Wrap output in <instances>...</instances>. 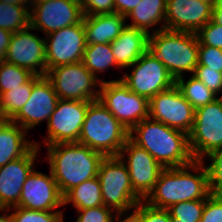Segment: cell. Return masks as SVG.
Here are the masks:
<instances>
[{"label": "cell", "instance_id": "4", "mask_svg": "<svg viewBox=\"0 0 222 222\" xmlns=\"http://www.w3.org/2000/svg\"><path fill=\"white\" fill-rule=\"evenodd\" d=\"M129 138V131L99 101H91L78 143L107 156H118Z\"/></svg>", "mask_w": 222, "mask_h": 222}, {"label": "cell", "instance_id": "44", "mask_svg": "<svg viewBox=\"0 0 222 222\" xmlns=\"http://www.w3.org/2000/svg\"><path fill=\"white\" fill-rule=\"evenodd\" d=\"M216 23L222 25V2L213 9V18Z\"/></svg>", "mask_w": 222, "mask_h": 222}, {"label": "cell", "instance_id": "33", "mask_svg": "<svg viewBox=\"0 0 222 222\" xmlns=\"http://www.w3.org/2000/svg\"><path fill=\"white\" fill-rule=\"evenodd\" d=\"M207 157L211 161L206 166L210 191L212 194L222 195V148L214 150Z\"/></svg>", "mask_w": 222, "mask_h": 222}, {"label": "cell", "instance_id": "38", "mask_svg": "<svg viewBox=\"0 0 222 222\" xmlns=\"http://www.w3.org/2000/svg\"><path fill=\"white\" fill-rule=\"evenodd\" d=\"M135 209L140 213L141 222H171L167 209L152 207L143 200L136 205Z\"/></svg>", "mask_w": 222, "mask_h": 222}, {"label": "cell", "instance_id": "49", "mask_svg": "<svg viewBox=\"0 0 222 222\" xmlns=\"http://www.w3.org/2000/svg\"><path fill=\"white\" fill-rule=\"evenodd\" d=\"M53 0H35V3H43V2H49Z\"/></svg>", "mask_w": 222, "mask_h": 222}, {"label": "cell", "instance_id": "45", "mask_svg": "<svg viewBox=\"0 0 222 222\" xmlns=\"http://www.w3.org/2000/svg\"><path fill=\"white\" fill-rule=\"evenodd\" d=\"M10 3H14V4H20L25 6L26 8H28L29 10L32 9L35 0H7ZM30 4V5H29ZM29 5V6H28ZM31 7V8H30Z\"/></svg>", "mask_w": 222, "mask_h": 222}, {"label": "cell", "instance_id": "46", "mask_svg": "<svg viewBox=\"0 0 222 222\" xmlns=\"http://www.w3.org/2000/svg\"><path fill=\"white\" fill-rule=\"evenodd\" d=\"M6 210V208H0V211L2 212H6ZM0 222H12L10 215L7 213L0 215Z\"/></svg>", "mask_w": 222, "mask_h": 222}, {"label": "cell", "instance_id": "40", "mask_svg": "<svg viewBox=\"0 0 222 222\" xmlns=\"http://www.w3.org/2000/svg\"><path fill=\"white\" fill-rule=\"evenodd\" d=\"M83 15L115 13L114 0H81Z\"/></svg>", "mask_w": 222, "mask_h": 222}, {"label": "cell", "instance_id": "8", "mask_svg": "<svg viewBox=\"0 0 222 222\" xmlns=\"http://www.w3.org/2000/svg\"><path fill=\"white\" fill-rule=\"evenodd\" d=\"M188 142L193 160L204 161V157L222 148V96L195 110Z\"/></svg>", "mask_w": 222, "mask_h": 222}, {"label": "cell", "instance_id": "36", "mask_svg": "<svg viewBox=\"0 0 222 222\" xmlns=\"http://www.w3.org/2000/svg\"><path fill=\"white\" fill-rule=\"evenodd\" d=\"M193 76L204 83L218 97V93L222 91V72H217L206 66H197Z\"/></svg>", "mask_w": 222, "mask_h": 222}, {"label": "cell", "instance_id": "21", "mask_svg": "<svg viewBox=\"0 0 222 222\" xmlns=\"http://www.w3.org/2000/svg\"><path fill=\"white\" fill-rule=\"evenodd\" d=\"M110 46L119 68H130L148 50L149 34L127 25Z\"/></svg>", "mask_w": 222, "mask_h": 222}, {"label": "cell", "instance_id": "2", "mask_svg": "<svg viewBox=\"0 0 222 222\" xmlns=\"http://www.w3.org/2000/svg\"><path fill=\"white\" fill-rule=\"evenodd\" d=\"M129 138L164 168L181 167L193 161L188 135L149 117L129 131Z\"/></svg>", "mask_w": 222, "mask_h": 222}, {"label": "cell", "instance_id": "29", "mask_svg": "<svg viewBox=\"0 0 222 222\" xmlns=\"http://www.w3.org/2000/svg\"><path fill=\"white\" fill-rule=\"evenodd\" d=\"M33 77L25 84L12 88L0 96V109L6 120H11L29 100Z\"/></svg>", "mask_w": 222, "mask_h": 222}, {"label": "cell", "instance_id": "23", "mask_svg": "<svg viewBox=\"0 0 222 222\" xmlns=\"http://www.w3.org/2000/svg\"><path fill=\"white\" fill-rule=\"evenodd\" d=\"M25 134L27 131L11 120L0 125V167L23 157L34 146Z\"/></svg>", "mask_w": 222, "mask_h": 222}, {"label": "cell", "instance_id": "14", "mask_svg": "<svg viewBox=\"0 0 222 222\" xmlns=\"http://www.w3.org/2000/svg\"><path fill=\"white\" fill-rule=\"evenodd\" d=\"M83 16L81 0L34 3L30 10V26L32 30H42L48 35L64 27L79 24Z\"/></svg>", "mask_w": 222, "mask_h": 222}, {"label": "cell", "instance_id": "5", "mask_svg": "<svg viewBox=\"0 0 222 222\" xmlns=\"http://www.w3.org/2000/svg\"><path fill=\"white\" fill-rule=\"evenodd\" d=\"M199 41L196 33L163 29L149 34L148 50L176 80L183 73H194L198 65Z\"/></svg>", "mask_w": 222, "mask_h": 222}, {"label": "cell", "instance_id": "32", "mask_svg": "<svg viewBox=\"0 0 222 222\" xmlns=\"http://www.w3.org/2000/svg\"><path fill=\"white\" fill-rule=\"evenodd\" d=\"M13 210L9 214L12 222H64L63 212L61 211H36L21 207H11L7 210Z\"/></svg>", "mask_w": 222, "mask_h": 222}, {"label": "cell", "instance_id": "1", "mask_svg": "<svg viewBox=\"0 0 222 222\" xmlns=\"http://www.w3.org/2000/svg\"><path fill=\"white\" fill-rule=\"evenodd\" d=\"M191 170L197 173L192 174ZM210 194L204 161L193 160L181 167L164 168L153 190L143 201L152 207L167 209L180 202L205 200Z\"/></svg>", "mask_w": 222, "mask_h": 222}, {"label": "cell", "instance_id": "35", "mask_svg": "<svg viewBox=\"0 0 222 222\" xmlns=\"http://www.w3.org/2000/svg\"><path fill=\"white\" fill-rule=\"evenodd\" d=\"M197 66H206L209 69L222 72V49L199 45Z\"/></svg>", "mask_w": 222, "mask_h": 222}, {"label": "cell", "instance_id": "17", "mask_svg": "<svg viewBox=\"0 0 222 222\" xmlns=\"http://www.w3.org/2000/svg\"><path fill=\"white\" fill-rule=\"evenodd\" d=\"M58 96L46 76H33V86L29 100L11 119L26 131L49 120L58 103Z\"/></svg>", "mask_w": 222, "mask_h": 222}, {"label": "cell", "instance_id": "10", "mask_svg": "<svg viewBox=\"0 0 222 222\" xmlns=\"http://www.w3.org/2000/svg\"><path fill=\"white\" fill-rule=\"evenodd\" d=\"M130 67H134L131 73H124L120 79L129 90L148 100L175 85L174 77L149 50Z\"/></svg>", "mask_w": 222, "mask_h": 222}, {"label": "cell", "instance_id": "25", "mask_svg": "<svg viewBox=\"0 0 222 222\" xmlns=\"http://www.w3.org/2000/svg\"><path fill=\"white\" fill-rule=\"evenodd\" d=\"M72 203L76 210L104 205L98 177L84 181L63 196V205Z\"/></svg>", "mask_w": 222, "mask_h": 222}, {"label": "cell", "instance_id": "3", "mask_svg": "<svg viewBox=\"0 0 222 222\" xmlns=\"http://www.w3.org/2000/svg\"><path fill=\"white\" fill-rule=\"evenodd\" d=\"M47 147L50 172L62 196L84 181L97 177L104 155L78 142Z\"/></svg>", "mask_w": 222, "mask_h": 222}, {"label": "cell", "instance_id": "6", "mask_svg": "<svg viewBox=\"0 0 222 222\" xmlns=\"http://www.w3.org/2000/svg\"><path fill=\"white\" fill-rule=\"evenodd\" d=\"M126 158L107 156L100 162L98 179L104 206L115 212L128 213L142 199L134 192L130 176L124 162Z\"/></svg>", "mask_w": 222, "mask_h": 222}, {"label": "cell", "instance_id": "11", "mask_svg": "<svg viewBox=\"0 0 222 222\" xmlns=\"http://www.w3.org/2000/svg\"><path fill=\"white\" fill-rule=\"evenodd\" d=\"M91 101L59 99L47 122L45 146L78 142L88 105Z\"/></svg>", "mask_w": 222, "mask_h": 222}, {"label": "cell", "instance_id": "9", "mask_svg": "<svg viewBox=\"0 0 222 222\" xmlns=\"http://www.w3.org/2000/svg\"><path fill=\"white\" fill-rule=\"evenodd\" d=\"M45 76L52 83L59 99L81 101L99 99V87L103 80L96 78L82 61L51 68Z\"/></svg>", "mask_w": 222, "mask_h": 222}, {"label": "cell", "instance_id": "20", "mask_svg": "<svg viewBox=\"0 0 222 222\" xmlns=\"http://www.w3.org/2000/svg\"><path fill=\"white\" fill-rule=\"evenodd\" d=\"M213 9L202 0H167L165 29L196 33L213 18Z\"/></svg>", "mask_w": 222, "mask_h": 222}, {"label": "cell", "instance_id": "47", "mask_svg": "<svg viewBox=\"0 0 222 222\" xmlns=\"http://www.w3.org/2000/svg\"><path fill=\"white\" fill-rule=\"evenodd\" d=\"M202 1L210 4L213 7H216L218 4H220L222 2V0H202Z\"/></svg>", "mask_w": 222, "mask_h": 222}, {"label": "cell", "instance_id": "12", "mask_svg": "<svg viewBox=\"0 0 222 222\" xmlns=\"http://www.w3.org/2000/svg\"><path fill=\"white\" fill-rule=\"evenodd\" d=\"M194 117L195 109L176 85L159 92L149 100V118L183 131L187 135L193 127Z\"/></svg>", "mask_w": 222, "mask_h": 222}, {"label": "cell", "instance_id": "16", "mask_svg": "<svg viewBox=\"0 0 222 222\" xmlns=\"http://www.w3.org/2000/svg\"><path fill=\"white\" fill-rule=\"evenodd\" d=\"M31 29L32 27L28 26L12 34L4 60L27 69L34 75L45 76V38H39L29 32Z\"/></svg>", "mask_w": 222, "mask_h": 222}, {"label": "cell", "instance_id": "39", "mask_svg": "<svg viewBox=\"0 0 222 222\" xmlns=\"http://www.w3.org/2000/svg\"><path fill=\"white\" fill-rule=\"evenodd\" d=\"M200 222H222V195L211 193L205 199V207Z\"/></svg>", "mask_w": 222, "mask_h": 222}, {"label": "cell", "instance_id": "41", "mask_svg": "<svg viewBox=\"0 0 222 222\" xmlns=\"http://www.w3.org/2000/svg\"><path fill=\"white\" fill-rule=\"evenodd\" d=\"M142 0H114L115 13L127 16Z\"/></svg>", "mask_w": 222, "mask_h": 222}, {"label": "cell", "instance_id": "15", "mask_svg": "<svg viewBox=\"0 0 222 222\" xmlns=\"http://www.w3.org/2000/svg\"><path fill=\"white\" fill-rule=\"evenodd\" d=\"M125 153L128 155L125 166L129 172L132 188L144 200L153 190L164 167L149 152L135 144L130 138L127 139L118 157L124 158Z\"/></svg>", "mask_w": 222, "mask_h": 222}, {"label": "cell", "instance_id": "30", "mask_svg": "<svg viewBox=\"0 0 222 222\" xmlns=\"http://www.w3.org/2000/svg\"><path fill=\"white\" fill-rule=\"evenodd\" d=\"M34 76L29 70L7 61L0 62V96L12 88L27 83Z\"/></svg>", "mask_w": 222, "mask_h": 222}, {"label": "cell", "instance_id": "13", "mask_svg": "<svg viewBox=\"0 0 222 222\" xmlns=\"http://www.w3.org/2000/svg\"><path fill=\"white\" fill-rule=\"evenodd\" d=\"M87 46L83 20L46 35L47 71L62 65L81 62Z\"/></svg>", "mask_w": 222, "mask_h": 222}, {"label": "cell", "instance_id": "22", "mask_svg": "<svg viewBox=\"0 0 222 222\" xmlns=\"http://www.w3.org/2000/svg\"><path fill=\"white\" fill-rule=\"evenodd\" d=\"M126 17L118 14L84 15L83 28L87 44L112 43L127 26Z\"/></svg>", "mask_w": 222, "mask_h": 222}, {"label": "cell", "instance_id": "31", "mask_svg": "<svg viewBox=\"0 0 222 222\" xmlns=\"http://www.w3.org/2000/svg\"><path fill=\"white\" fill-rule=\"evenodd\" d=\"M205 200H190L171 205L167 208L171 222H200Z\"/></svg>", "mask_w": 222, "mask_h": 222}, {"label": "cell", "instance_id": "42", "mask_svg": "<svg viewBox=\"0 0 222 222\" xmlns=\"http://www.w3.org/2000/svg\"><path fill=\"white\" fill-rule=\"evenodd\" d=\"M12 34V32L0 28V62L5 59Z\"/></svg>", "mask_w": 222, "mask_h": 222}, {"label": "cell", "instance_id": "19", "mask_svg": "<svg viewBox=\"0 0 222 222\" xmlns=\"http://www.w3.org/2000/svg\"><path fill=\"white\" fill-rule=\"evenodd\" d=\"M40 150L36 141L23 156L0 167V208L15 207L20 200L23 184L34 170V162Z\"/></svg>", "mask_w": 222, "mask_h": 222}, {"label": "cell", "instance_id": "27", "mask_svg": "<svg viewBox=\"0 0 222 222\" xmlns=\"http://www.w3.org/2000/svg\"><path fill=\"white\" fill-rule=\"evenodd\" d=\"M175 85L179 88L183 97L196 110L201 106L213 102L217 95L209 90L204 83L199 81L195 76L191 75L185 82L184 75L176 79Z\"/></svg>", "mask_w": 222, "mask_h": 222}, {"label": "cell", "instance_id": "7", "mask_svg": "<svg viewBox=\"0 0 222 222\" xmlns=\"http://www.w3.org/2000/svg\"><path fill=\"white\" fill-rule=\"evenodd\" d=\"M99 101L130 131L149 117V100L128 89L121 79L103 81Z\"/></svg>", "mask_w": 222, "mask_h": 222}, {"label": "cell", "instance_id": "24", "mask_svg": "<svg viewBox=\"0 0 222 222\" xmlns=\"http://www.w3.org/2000/svg\"><path fill=\"white\" fill-rule=\"evenodd\" d=\"M167 0H142L136 7L126 16L132 18L130 27L138 28L150 34L149 29L157 26L159 23L162 26L156 31L165 29V14ZM164 22V23H163Z\"/></svg>", "mask_w": 222, "mask_h": 222}, {"label": "cell", "instance_id": "26", "mask_svg": "<svg viewBox=\"0 0 222 222\" xmlns=\"http://www.w3.org/2000/svg\"><path fill=\"white\" fill-rule=\"evenodd\" d=\"M82 62L95 77L112 66L119 67L113 56L110 43L87 44Z\"/></svg>", "mask_w": 222, "mask_h": 222}, {"label": "cell", "instance_id": "18", "mask_svg": "<svg viewBox=\"0 0 222 222\" xmlns=\"http://www.w3.org/2000/svg\"><path fill=\"white\" fill-rule=\"evenodd\" d=\"M16 206L36 211H59L58 207L64 206L63 196L51 172L48 176L33 170L23 184Z\"/></svg>", "mask_w": 222, "mask_h": 222}, {"label": "cell", "instance_id": "34", "mask_svg": "<svg viewBox=\"0 0 222 222\" xmlns=\"http://www.w3.org/2000/svg\"><path fill=\"white\" fill-rule=\"evenodd\" d=\"M199 45H208L222 49V25L211 19L196 32Z\"/></svg>", "mask_w": 222, "mask_h": 222}, {"label": "cell", "instance_id": "28", "mask_svg": "<svg viewBox=\"0 0 222 222\" xmlns=\"http://www.w3.org/2000/svg\"><path fill=\"white\" fill-rule=\"evenodd\" d=\"M30 26V10L23 5L0 1V28L15 33Z\"/></svg>", "mask_w": 222, "mask_h": 222}, {"label": "cell", "instance_id": "48", "mask_svg": "<svg viewBox=\"0 0 222 222\" xmlns=\"http://www.w3.org/2000/svg\"><path fill=\"white\" fill-rule=\"evenodd\" d=\"M5 117L3 116L1 109H0V125L5 121Z\"/></svg>", "mask_w": 222, "mask_h": 222}, {"label": "cell", "instance_id": "37", "mask_svg": "<svg viewBox=\"0 0 222 222\" xmlns=\"http://www.w3.org/2000/svg\"><path fill=\"white\" fill-rule=\"evenodd\" d=\"M76 211L78 213L76 222H111L114 213H116L104 205Z\"/></svg>", "mask_w": 222, "mask_h": 222}, {"label": "cell", "instance_id": "43", "mask_svg": "<svg viewBox=\"0 0 222 222\" xmlns=\"http://www.w3.org/2000/svg\"><path fill=\"white\" fill-rule=\"evenodd\" d=\"M132 213L129 216H124L126 214L125 211L116 212L115 217L113 216L111 222H141L140 213L134 208L131 211ZM118 215V216H117ZM123 217V219H122ZM126 217V218H125Z\"/></svg>", "mask_w": 222, "mask_h": 222}]
</instances>
